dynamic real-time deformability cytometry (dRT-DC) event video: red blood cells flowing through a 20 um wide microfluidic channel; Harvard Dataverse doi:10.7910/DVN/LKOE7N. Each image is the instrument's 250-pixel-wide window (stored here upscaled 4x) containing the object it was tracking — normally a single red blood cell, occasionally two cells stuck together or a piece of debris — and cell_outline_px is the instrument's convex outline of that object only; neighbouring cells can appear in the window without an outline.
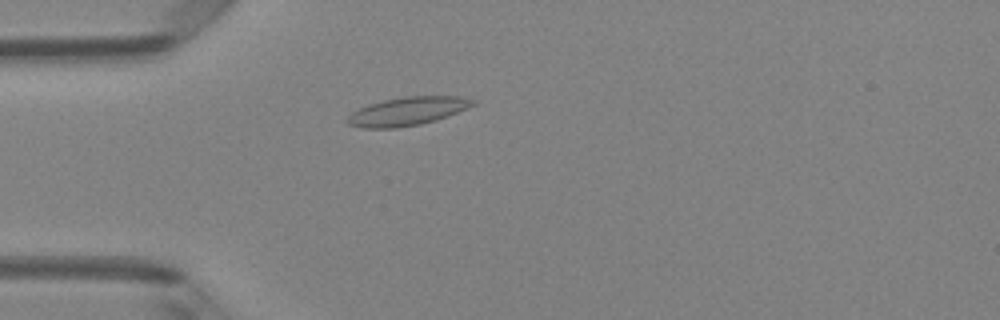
{"species": "Egyptian fruit bat (a non-hibernating species)", "species_latin": "Rousettus aegyptiacus", "temperature_condition": "room temperature", "stored_images_in_passage": 47, "camera_frame_rate_fps": 3000, "um_per_image_px": 0.085, "animal": {"sex": "female"}, "frame": {"image": 1, "passage_image": 12, "time_ms": 3.667, "image_size_px": [1000, 320], "cell_outline_px": [[476, 104], [468, 108], [436, 120], [420, 124], [396, 128], [360, 128], [348, 124], [344, 120], [352, 112], [368, 104], [384, 100], [404, 96], [460, 96], [476, 100]], "centroid_in_image_um": [34.62, 9.46], "position_along_channel_um": 50.4, "area_um2": 20.87}}
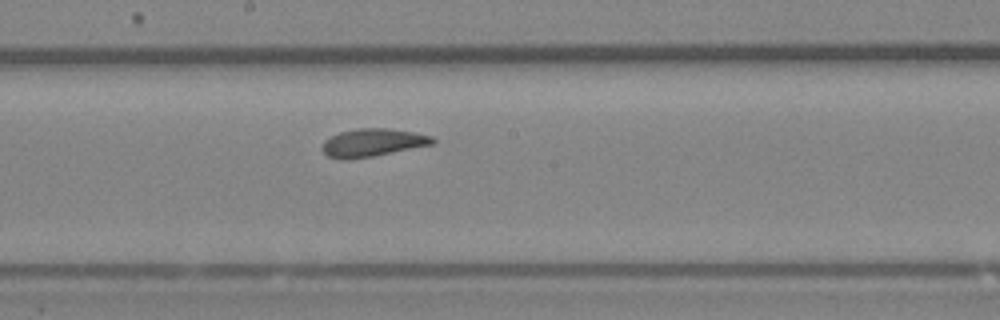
{"frame": {"image": 2, "passage_image": 25, "time_ms": 8.0, "image_size_px": [1000, 320], "cell_outline_px": [[436, 140], [432, 144], [372, 156], [344, 160], [340, 160], [328, 156], [320, 148], [324, 140], [340, 132], [356, 128], [388, 128], [412, 132], [432, 136]], "centroid_in_image_um": [31.62, 12.12], "position_along_channel_um": 216.6, "area_um2": 17.8}}
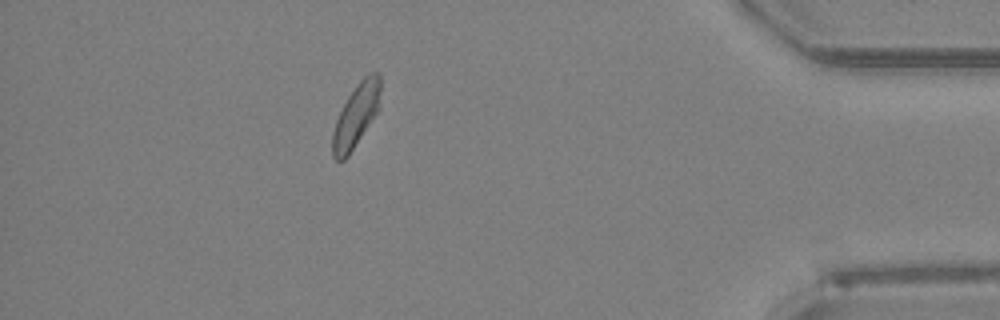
{"frame": {"image": 3, "passage_image": 42, "time_ms": 13.667, "image_size_px": [1000, 320], "cell_outline_px": [[380, 108], [348, 156], [344, 160], [336, 160], [332, 156], [332, 132], [336, 120], [348, 96], [356, 84], [368, 72], [376, 72], [380, 76]], "centroid_in_image_um": [30.27, 9.8], "position_along_channel_um": 404.9, "area_um2": 17.63}, "authors_computed_cell_mechanics": {"area_um2": 18.0914, "velocity_mm_per_s": 4.1149, "shape_relaxation_time_tau1_ms": 8.6844, "shape_relaxation_time_tau2_ms": 2.057, "deformation_change_tau1": 0.1472, "deformation_change_tau2": 0.066}}